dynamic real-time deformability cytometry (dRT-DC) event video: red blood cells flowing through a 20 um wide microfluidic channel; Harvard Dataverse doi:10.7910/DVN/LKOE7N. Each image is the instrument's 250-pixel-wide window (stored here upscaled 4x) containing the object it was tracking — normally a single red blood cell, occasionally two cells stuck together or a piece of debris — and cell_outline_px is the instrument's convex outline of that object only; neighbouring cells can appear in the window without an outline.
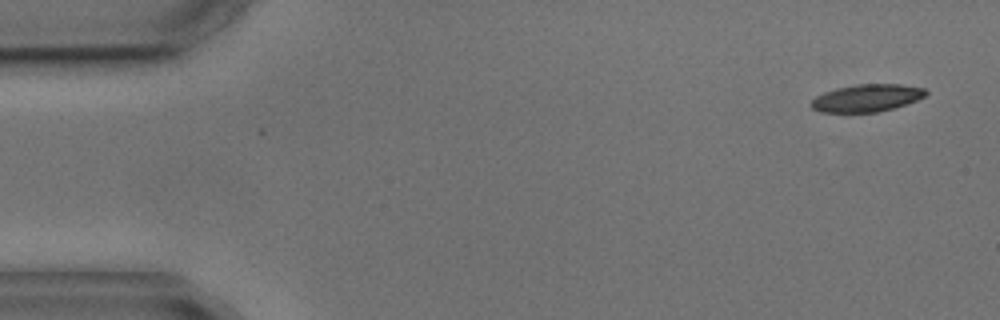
{"species": "common noctule bat (a hibernating species)", "species_latin": "Nyctalus noctula", "temperature_condition": "cold", "stored_images_in_passage": 4, "camera_frame_rate_fps": 3000, "um_per_image_px": 0.085, "animal": {"sex": "male", "body_mass_g": 17.9, "forearm_length_mm": 54.2}, "frame": {"image": 1, "passage_image": 1, "time_ms": 0.0, "image_size_px": [1000, 320], "cell_outline_px": [[928, 92], [924, 96], [916, 100], [896, 108], [880, 112], [844, 116], [820, 112], [812, 108], [812, 100], [816, 96], [824, 92], [836, 88], [856, 84], [900, 84], [924, 88]], "centroid_in_image_um": [73.61, 8.39], "position_along_channel_um": 11.4, "area_um2": 19.19}}
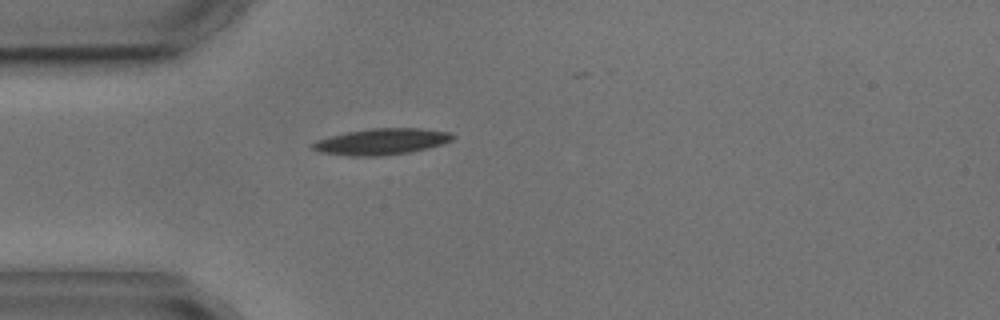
{"frame": {"image": 2, "passage_image": 3, "time_ms": 4.0, "image_size_px": [1000, 320], "cell_outline_px": [[456, 136], [452, 140], [428, 148], [408, 152], [380, 156], [348, 156], [320, 152], [312, 148], [312, 144], [316, 140], [348, 132], [372, 128], [420, 128], [452, 132]], "centroid_in_image_um": [32.46, 12.03], "position_along_channel_um": 52.5, "area_um2": 21.27}}